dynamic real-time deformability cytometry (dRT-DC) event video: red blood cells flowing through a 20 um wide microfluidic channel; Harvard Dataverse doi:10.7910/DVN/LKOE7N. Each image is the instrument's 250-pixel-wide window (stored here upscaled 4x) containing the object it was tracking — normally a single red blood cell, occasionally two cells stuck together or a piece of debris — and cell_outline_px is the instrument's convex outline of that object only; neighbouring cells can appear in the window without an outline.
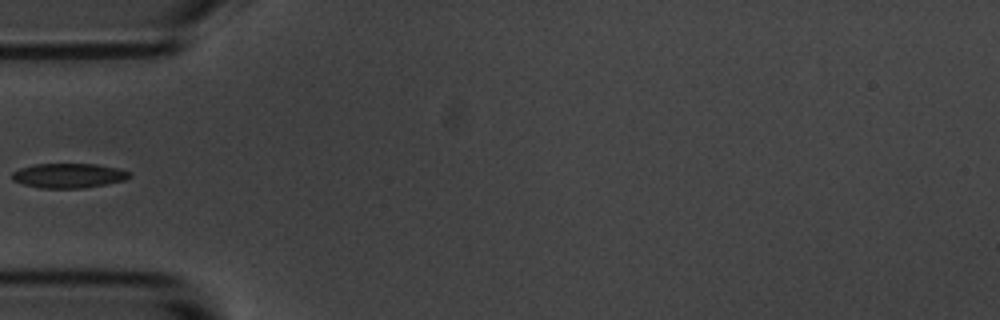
{"species": "common noctule bat (a hibernating species)", "species_latin": "Nyctalus noctula", "temperature_condition": "room temperature", "stored_images_in_passage": 5, "segment_of_instrument_passage": [2, 2], "camera_frame_rate_fps": 3000, "um_per_image_px": 0.085, "animal": {"sex": "male", "body_mass_g": 20.1, "forearm_length_mm": 53.5}, "frame": {"image": 1, "passage_image": 5, "time_ms": 4.667, "image_size_px": [1000, 320], "cell_outline_px": [[132, 176], [124, 180], [84, 188], [40, 188], [24, 184], [12, 180], [12, 172], [20, 168], [36, 164], [96, 164], [116, 168], [132, 172]], "centroid_in_image_um": [5.84, 14.92], "position_along_channel_um": 79.2, "area_um2": 16.76}}